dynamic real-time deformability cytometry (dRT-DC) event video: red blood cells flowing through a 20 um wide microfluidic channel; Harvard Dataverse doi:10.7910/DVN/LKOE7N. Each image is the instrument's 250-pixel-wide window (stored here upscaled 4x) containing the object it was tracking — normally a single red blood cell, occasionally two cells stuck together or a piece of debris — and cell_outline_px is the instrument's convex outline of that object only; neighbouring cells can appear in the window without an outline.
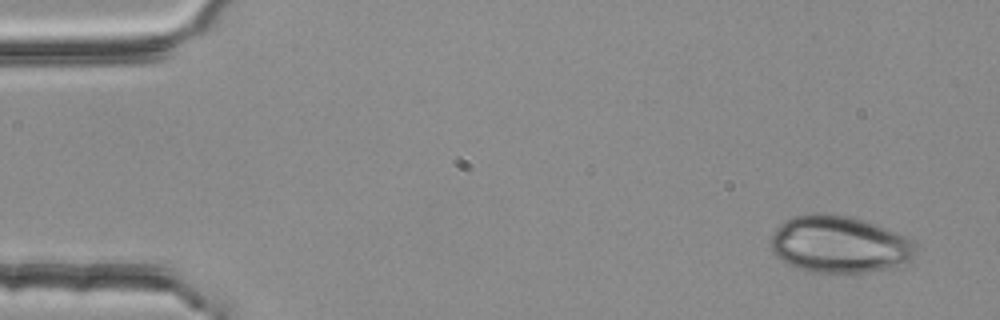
{"species": "common noctule bat (a hibernating species)", "species_latin": "Nyctalus noctula", "temperature_condition": "room temperature", "stored_images_in_passage": 4, "camera_frame_rate_fps": 3000, "um_per_image_px": 0.085, "animal": {"sex": "female", "body_mass_g": 25.1}, "frame": {"image": 1, "passage_image": 1, "time_ms": 0.0, "image_size_px": [1000, 320], "cell_outline_px": [[916, 248], [912, 256], [908, 260], [884, 268], [868, 272], [816, 272], [800, 268], [776, 256], [772, 252], [768, 244], [776, 228], [784, 220], [792, 216], [812, 212], [824, 212], [848, 216], [896, 232], [912, 240], [916, 244]], "centroid_in_image_um": [71.26, 20.73], "position_along_channel_um": 13.7, "area_um2": 47.51}}